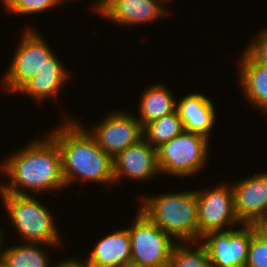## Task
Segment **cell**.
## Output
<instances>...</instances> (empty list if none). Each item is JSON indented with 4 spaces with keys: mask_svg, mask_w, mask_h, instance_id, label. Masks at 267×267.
<instances>
[{
    "mask_svg": "<svg viewBox=\"0 0 267 267\" xmlns=\"http://www.w3.org/2000/svg\"><path fill=\"white\" fill-rule=\"evenodd\" d=\"M100 122V123H99ZM88 128L81 125L94 138L103 152L114 158L125 148L143 139V126L136 115L125 110L107 113L104 119Z\"/></svg>",
    "mask_w": 267,
    "mask_h": 267,
    "instance_id": "obj_9",
    "label": "cell"
},
{
    "mask_svg": "<svg viewBox=\"0 0 267 267\" xmlns=\"http://www.w3.org/2000/svg\"><path fill=\"white\" fill-rule=\"evenodd\" d=\"M176 110L182 120L184 131L197 133L211 139L217 121V111L211 97L190 92L176 101Z\"/></svg>",
    "mask_w": 267,
    "mask_h": 267,
    "instance_id": "obj_16",
    "label": "cell"
},
{
    "mask_svg": "<svg viewBox=\"0 0 267 267\" xmlns=\"http://www.w3.org/2000/svg\"><path fill=\"white\" fill-rule=\"evenodd\" d=\"M258 172L231 182L235 213L242 224H253L267 209V171Z\"/></svg>",
    "mask_w": 267,
    "mask_h": 267,
    "instance_id": "obj_13",
    "label": "cell"
},
{
    "mask_svg": "<svg viewBox=\"0 0 267 267\" xmlns=\"http://www.w3.org/2000/svg\"><path fill=\"white\" fill-rule=\"evenodd\" d=\"M173 91L165 83H152L144 88L139 99L137 108L139 109L136 116L141 125L160 119L176 110V97Z\"/></svg>",
    "mask_w": 267,
    "mask_h": 267,
    "instance_id": "obj_19",
    "label": "cell"
},
{
    "mask_svg": "<svg viewBox=\"0 0 267 267\" xmlns=\"http://www.w3.org/2000/svg\"><path fill=\"white\" fill-rule=\"evenodd\" d=\"M204 189V190H203ZM198 212V241L210 231H227L242 224L235 213L230 182L196 191Z\"/></svg>",
    "mask_w": 267,
    "mask_h": 267,
    "instance_id": "obj_8",
    "label": "cell"
},
{
    "mask_svg": "<svg viewBox=\"0 0 267 267\" xmlns=\"http://www.w3.org/2000/svg\"><path fill=\"white\" fill-rule=\"evenodd\" d=\"M57 1H58L59 5H60V4L66 3V1H67V2H69V1H70V2H74L75 0H57ZM77 1H80V0H76V2H77ZM62 2H63V3H62Z\"/></svg>",
    "mask_w": 267,
    "mask_h": 267,
    "instance_id": "obj_28",
    "label": "cell"
},
{
    "mask_svg": "<svg viewBox=\"0 0 267 267\" xmlns=\"http://www.w3.org/2000/svg\"><path fill=\"white\" fill-rule=\"evenodd\" d=\"M128 226L131 239V263L144 267H169L176 241L153 223L138 208Z\"/></svg>",
    "mask_w": 267,
    "mask_h": 267,
    "instance_id": "obj_7",
    "label": "cell"
},
{
    "mask_svg": "<svg viewBox=\"0 0 267 267\" xmlns=\"http://www.w3.org/2000/svg\"><path fill=\"white\" fill-rule=\"evenodd\" d=\"M70 71L61 62L58 55L54 53L45 61L37 74L27 81L16 93L29 96L36 103L44 102L46 99L56 98L66 82L71 80Z\"/></svg>",
    "mask_w": 267,
    "mask_h": 267,
    "instance_id": "obj_14",
    "label": "cell"
},
{
    "mask_svg": "<svg viewBox=\"0 0 267 267\" xmlns=\"http://www.w3.org/2000/svg\"><path fill=\"white\" fill-rule=\"evenodd\" d=\"M36 197L37 195L3 193L0 190L1 202L6 214L8 213V220L13 229L15 228L13 231H17L15 233L22 242L63 244V237L55 223L56 218L52 215L54 212Z\"/></svg>",
    "mask_w": 267,
    "mask_h": 267,
    "instance_id": "obj_4",
    "label": "cell"
},
{
    "mask_svg": "<svg viewBox=\"0 0 267 267\" xmlns=\"http://www.w3.org/2000/svg\"><path fill=\"white\" fill-rule=\"evenodd\" d=\"M63 117L62 123L48 134L59 147L66 188L81 180L107 186L114 184L113 158L102 151L79 118Z\"/></svg>",
    "mask_w": 267,
    "mask_h": 267,
    "instance_id": "obj_2",
    "label": "cell"
},
{
    "mask_svg": "<svg viewBox=\"0 0 267 267\" xmlns=\"http://www.w3.org/2000/svg\"><path fill=\"white\" fill-rule=\"evenodd\" d=\"M44 135L41 140L31 139L0 163V173L8 178V183H0L3 193L41 197L66 189L57 142L48 133Z\"/></svg>",
    "mask_w": 267,
    "mask_h": 267,
    "instance_id": "obj_1",
    "label": "cell"
},
{
    "mask_svg": "<svg viewBox=\"0 0 267 267\" xmlns=\"http://www.w3.org/2000/svg\"><path fill=\"white\" fill-rule=\"evenodd\" d=\"M255 232L261 234L267 240V230H255Z\"/></svg>",
    "mask_w": 267,
    "mask_h": 267,
    "instance_id": "obj_27",
    "label": "cell"
},
{
    "mask_svg": "<svg viewBox=\"0 0 267 267\" xmlns=\"http://www.w3.org/2000/svg\"><path fill=\"white\" fill-rule=\"evenodd\" d=\"M184 131L182 120L177 110L154 120L143 127V139L152 147L158 148L161 144L173 139Z\"/></svg>",
    "mask_w": 267,
    "mask_h": 267,
    "instance_id": "obj_20",
    "label": "cell"
},
{
    "mask_svg": "<svg viewBox=\"0 0 267 267\" xmlns=\"http://www.w3.org/2000/svg\"><path fill=\"white\" fill-rule=\"evenodd\" d=\"M92 11L121 27L137 26L169 17L167 0H93ZM166 5V6H165ZM168 8V9H167Z\"/></svg>",
    "mask_w": 267,
    "mask_h": 267,
    "instance_id": "obj_11",
    "label": "cell"
},
{
    "mask_svg": "<svg viewBox=\"0 0 267 267\" xmlns=\"http://www.w3.org/2000/svg\"><path fill=\"white\" fill-rule=\"evenodd\" d=\"M253 37L249 40L245 51L256 62L267 65V28L264 27L257 36Z\"/></svg>",
    "mask_w": 267,
    "mask_h": 267,
    "instance_id": "obj_24",
    "label": "cell"
},
{
    "mask_svg": "<svg viewBox=\"0 0 267 267\" xmlns=\"http://www.w3.org/2000/svg\"><path fill=\"white\" fill-rule=\"evenodd\" d=\"M209 145L210 139L207 137L187 131L161 144L156 148L160 174L195 178L207 166L211 150Z\"/></svg>",
    "mask_w": 267,
    "mask_h": 267,
    "instance_id": "obj_5",
    "label": "cell"
},
{
    "mask_svg": "<svg viewBox=\"0 0 267 267\" xmlns=\"http://www.w3.org/2000/svg\"><path fill=\"white\" fill-rule=\"evenodd\" d=\"M113 173L114 184L127 178V181L144 183L153 180L157 175L160 176L156 148L144 139L125 148L113 158Z\"/></svg>",
    "mask_w": 267,
    "mask_h": 267,
    "instance_id": "obj_12",
    "label": "cell"
},
{
    "mask_svg": "<svg viewBox=\"0 0 267 267\" xmlns=\"http://www.w3.org/2000/svg\"><path fill=\"white\" fill-rule=\"evenodd\" d=\"M240 226L227 231H210L200 238L213 267H245L255 229L252 224Z\"/></svg>",
    "mask_w": 267,
    "mask_h": 267,
    "instance_id": "obj_10",
    "label": "cell"
},
{
    "mask_svg": "<svg viewBox=\"0 0 267 267\" xmlns=\"http://www.w3.org/2000/svg\"><path fill=\"white\" fill-rule=\"evenodd\" d=\"M39 32L32 26L23 31L8 69L1 78V86L7 93H16L54 54L55 51L50 48L47 39Z\"/></svg>",
    "mask_w": 267,
    "mask_h": 267,
    "instance_id": "obj_6",
    "label": "cell"
},
{
    "mask_svg": "<svg viewBox=\"0 0 267 267\" xmlns=\"http://www.w3.org/2000/svg\"><path fill=\"white\" fill-rule=\"evenodd\" d=\"M3 245L4 240L0 246V257L5 262L6 267H54L57 265V261L50 263V252L47 251V247H51V250L54 247L57 249L60 245L63 246V244L40 242H20L19 245L9 246L8 244L4 247ZM42 245H46V248H43Z\"/></svg>",
    "mask_w": 267,
    "mask_h": 267,
    "instance_id": "obj_18",
    "label": "cell"
},
{
    "mask_svg": "<svg viewBox=\"0 0 267 267\" xmlns=\"http://www.w3.org/2000/svg\"><path fill=\"white\" fill-rule=\"evenodd\" d=\"M5 232L4 230L2 231V228H0V246H1V243H2V240H3V236H4V233Z\"/></svg>",
    "mask_w": 267,
    "mask_h": 267,
    "instance_id": "obj_29",
    "label": "cell"
},
{
    "mask_svg": "<svg viewBox=\"0 0 267 267\" xmlns=\"http://www.w3.org/2000/svg\"><path fill=\"white\" fill-rule=\"evenodd\" d=\"M125 267H144V266H138V265L129 263V264H128L127 266H125Z\"/></svg>",
    "mask_w": 267,
    "mask_h": 267,
    "instance_id": "obj_30",
    "label": "cell"
},
{
    "mask_svg": "<svg viewBox=\"0 0 267 267\" xmlns=\"http://www.w3.org/2000/svg\"><path fill=\"white\" fill-rule=\"evenodd\" d=\"M240 56L236 76L244 98L250 106L267 116V65L256 62L245 50Z\"/></svg>",
    "mask_w": 267,
    "mask_h": 267,
    "instance_id": "obj_17",
    "label": "cell"
},
{
    "mask_svg": "<svg viewBox=\"0 0 267 267\" xmlns=\"http://www.w3.org/2000/svg\"><path fill=\"white\" fill-rule=\"evenodd\" d=\"M120 229L99 238L86 259L79 258L85 267H125L131 263L128 227Z\"/></svg>",
    "mask_w": 267,
    "mask_h": 267,
    "instance_id": "obj_15",
    "label": "cell"
},
{
    "mask_svg": "<svg viewBox=\"0 0 267 267\" xmlns=\"http://www.w3.org/2000/svg\"><path fill=\"white\" fill-rule=\"evenodd\" d=\"M64 257L62 260L57 262V265L54 267H85L83 263L79 260V258H72L71 256L66 258ZM78 259V260H77Z\"/></svg>",
    "mask_w": 267,
    "mask_h": 267,
    "instance_id": "obj_25",
    "label": "cell"
},
{
    "mask_svg": "<svg viewBox=\"0 0 267 267\" xmlns=\"http://www.w3.org/2000/svg\"><path fill=\"white\" fill-rule=\"evenodd\" d=\"M255 230H267V209L252 224Z\"/></svg>",
    "mask_w": 267,
    "mask_h": 267,
    "instance_id": "obj_26",
    "label": "cell"
},
{
    "mask_svg": "<svg viewBox=\"0 0 267 267\" xmlns=\"http://www.w3.org/2000/svg\"><path fill=\"white\" fill-rule=\"evenodd\" d=\"M197 247V248H196ZM169 267H213L200 241L176 242L171 251Z\"/></svg>",
    "mask_w": 267,
    "mask_h": 267,
    "instance_id": "obj_21",
    "label": "cell"
},
{
    "mask_svg": "<svg viewBox=\"0 0 267 267\" xmlns=\"http://www.w3.org/2000/svg\"><path fill=\"white\" fill-rule=\"evenodd\" d=\"M0 267H6V264H5V262L1 259V257H0Z\"/></svg>",
    "mask_w": 267,
    "mask_h": 267,
    "instance_id": "obj_31",
    "label": "cell"
},
{
    "mask_svg": "<svg viewBox=\"0 0 267 267\" xmlns=\"http://www.w3.org/2000/svg\"><path fill=\"white\" fill-rule=\"evenodd\" d=\"M142 195L138 198L140 205L137 208L176 242L198 241L195 189Z\"/></svg>",
    "mask_w": 267,
    "mask_h": 267,
    "instance_id": "obj_3",
    "label": "cell"
},
{
    "mask_svg": "<svg viewBox=\"0 0 267 267\" xmlns=\"http://www.w3.org/2000/svg\"><path fill=\"white\" fill-rule=\"evenodd\" d=\"M245 267H267V240L257 232L251 237Z\"/></svg>",
    "mask_w": 267,
    "mask_h": 267,
    "instance_id": "obj_23",
    "label": "cell"
},
{
    "mask_svg": "<svg viewBox=\"0 0 267 267\" xmlns=\"http://www.w3.org/2000/svg\"><path fill=\"white\" fill-rule=\"evenodd\" d=\"M5 13L15 16L35 15L59 6L57 0H0Z\"/></svg>",
    "mask_w": 267,
    "mask_h": 267,
    "instance_id": "obj_22",
    "label": "cell"
}]
</instances>
